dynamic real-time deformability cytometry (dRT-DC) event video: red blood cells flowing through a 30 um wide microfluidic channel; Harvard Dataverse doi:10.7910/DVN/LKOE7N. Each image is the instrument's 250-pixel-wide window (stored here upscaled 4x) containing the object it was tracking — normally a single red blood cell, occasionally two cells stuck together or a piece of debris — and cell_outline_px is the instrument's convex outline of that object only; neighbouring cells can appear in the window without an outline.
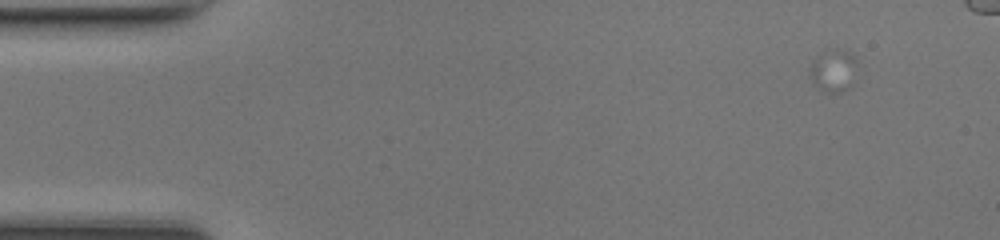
{"species": "common noctule bat (a hibernating species)", "species_latin": "Nyctalus noctula", "temperature_condition": "room temperature", "stored_images_in_passage": 22, "camera_frame_rate_fps": 3000, "um_per_image_px": 0.085, "animal": {"sex": "female", "body_mass_g": 17.0, "forearm_length_mm": 48.0}, "frame": {"image": 1, "passage_image": 1, "time_ms": 0.0, "image_size_px": [1000, 240], "cell_outline_px": [[856, 60], [852, 84], [840, 92], [828, 92], [812, 84], [808, 76], [808, 68], [816, 56], [832, 48], [836, 48], [852, 52], [856, 56]], "centroid_in_image_um": [70.79, 5.96], "position_along_channel_um": 14.2, "area_um2": 11.85}}